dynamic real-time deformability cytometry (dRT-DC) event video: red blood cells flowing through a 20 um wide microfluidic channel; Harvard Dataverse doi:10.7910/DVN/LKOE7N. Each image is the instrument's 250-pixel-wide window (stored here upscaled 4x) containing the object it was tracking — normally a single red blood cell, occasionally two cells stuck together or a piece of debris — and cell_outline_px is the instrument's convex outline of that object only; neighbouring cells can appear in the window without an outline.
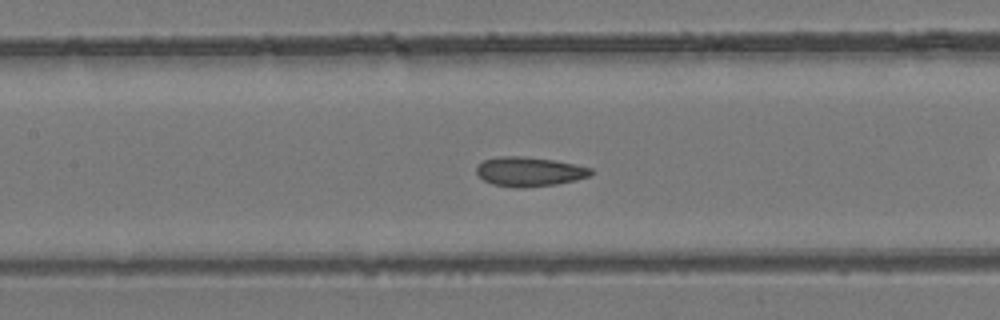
{"species": "common noctule bat (a hibernating species)", "species_latin": "Nyctalus noctula", "temperature_condition": "room temperature", "stored_images_in_passage": 37, "camera_frame_rate_fps": 3000, "um_per_image_px": 0.085, "animal": {"sex": "female", "body_mass_g": 24.6, "forearm_length_mm": 56.2}, "frame": {"image": 1, "passage_image": 11, "time_ms": 3.333, "image_size_px": [1000, 320], "cell_outline_px": [[596, 172], [588, 176], [576, 180], [556, 184], [524, 188], [516, 188], [492, 184], [484, 180], [476, 172], [476, 168], [484, 160], [500, 156], [520, 156], [556, 160], [592, 168]], "centroid_in_image_um": [45.02, 14.59], "position_along_channel_um": 162.4, "area_um2": 19.65}}
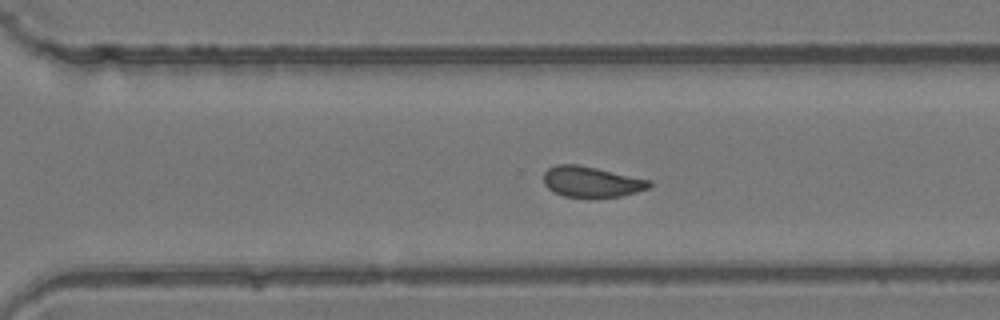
{"frame": {"image": 2, "passage_image": 22, "time_ms": 7.0, "image_size_px": [1000, 320], "cell_outline_px": [[652, 184], [648, 188], [636, 192], [620, 196], [564, 196], [552, 192], [544, 184], [544, 172], [548, 168], [556, 164], [576, 164], [596, 168], [652, 180]], "centroid_in_image_um": [50.26, 15.43], "position_along_channel_um": 320.3, "area_um2": 18.67}}